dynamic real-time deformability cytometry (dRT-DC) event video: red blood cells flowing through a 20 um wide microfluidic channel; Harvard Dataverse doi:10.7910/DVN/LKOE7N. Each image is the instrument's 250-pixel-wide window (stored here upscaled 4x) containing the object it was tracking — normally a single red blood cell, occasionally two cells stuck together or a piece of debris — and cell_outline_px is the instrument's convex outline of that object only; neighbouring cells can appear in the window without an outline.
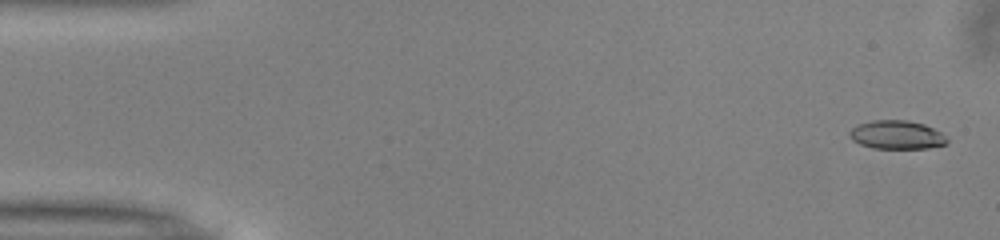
{"species": "common noctule bat (a hibernating species)", "species_latin": "Nyctalus noctula", "temperature_condition": "warm", "stored_images_in_passage": 51, "camera_frame_rate_fps": 3000, "um_per_image_px": 0.085, "animal": {"sex": "male", "body_mass_g": 13.0, "forearm_length_mm": 53.1}, "frame": {"image": 1, "passage_image": 2, "time_ms": 0.333, "image_size_px": [1000, 240], "cell_outline_px": [[948, 144], [928, 148], [872, 148], [860, 144], [852, 140], [848, 136], [848, 132], [852, 128], [860, 124], [872, 120], [908, 120], [924, 124], [940, 132], [948, 140]], "centroid_in_image_um": [76.21, 11.46], "position_along_channel_um": 8.8, "area_um2": 16.24}}
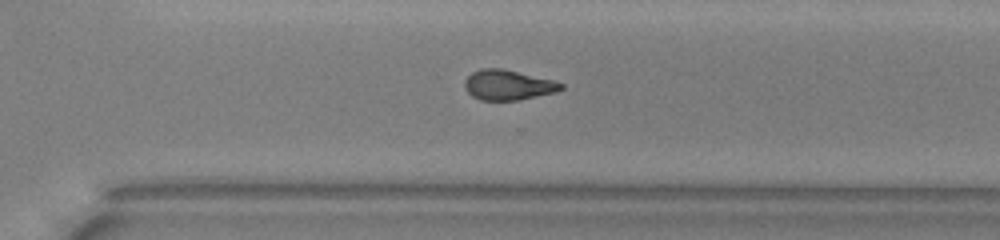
{"frame": {"image": 2, "passage_image": 36, "time_ms": 11.667, "image_size_px": [1000, 240], "cell_outline_px": [[564, 88], [556, 92], [520, 100], [480, 100], [472, 96], [464, 88], [464, 80], [472, 72], [480, 68], [500, 68], [556, 80], [564, 84]], "centroid_in_image_um": [43.19, 7.22], "position_along_channel_um": 327.4, "area_um2": 17.11}}
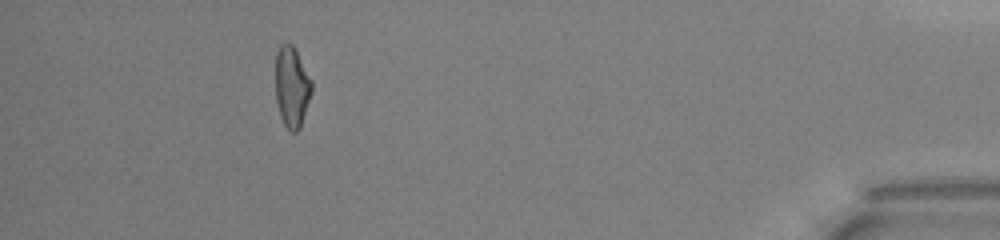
{"frame": {"image": 3, "passage_image": 47, "time_ms": 15.333, "image_size_px": [1000, 240], "cell_outline_px": [[312, 92], [300, 128], [296, 132], [292, 132], [284, 124], [280, 116], [276, 100], [276, 52], [280, 44], [292, 44], [312, 80]], "centroid_in_image_um": [24.81, 7.39], "position_along_channel_um": 410.4, "area_um2": 16.94}, "authors_computed_cell_mechanics": {"area_um2": 17.1088, "velocity_mm_per_s": 4.0101, "shape_relaxation_time_tau1_ms": 11.0472, "shape_relaxation_time_tau2_ms": 3.133, "deformation_change_tau1": 0.2563, "deformation_change_tau2": 0.1193}}